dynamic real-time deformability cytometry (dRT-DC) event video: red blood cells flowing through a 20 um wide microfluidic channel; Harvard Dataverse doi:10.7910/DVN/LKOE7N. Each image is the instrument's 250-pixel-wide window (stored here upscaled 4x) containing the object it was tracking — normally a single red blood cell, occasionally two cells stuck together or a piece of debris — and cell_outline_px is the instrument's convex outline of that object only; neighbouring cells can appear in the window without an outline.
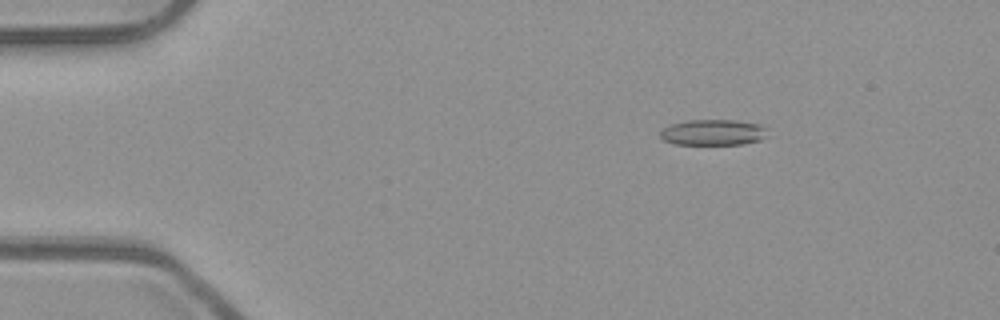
{"species": "common noctule bat (a hibernating species)", "species_latin": "Nyctalus noctula", "temperature_condition": "room temperature", "stored_images_in_passage": 53, "camera_frame_rate_fps": 3000, "um_per_image_px": 0.085, "animal": {"sex": "male", "body_mass_g": 23.1, "forearm_length_mm": 52.7}, "frame": {"image": 1, "passage_image": 9, "time_ms": 2.667, "image_size_px": [1000, 320], "cell_outline_px": [[764, 128], [760, 140], [744, 144], [676, 144], [664, 140], [660, 136], [660, 132], [664, 128], [672, 124], [688, 120], [736, 120], [760, 124]], "centroid_in_image_um": [60.56, 11.25], "position_along_channel_um": 24.4, "area_um2": 15.78}}
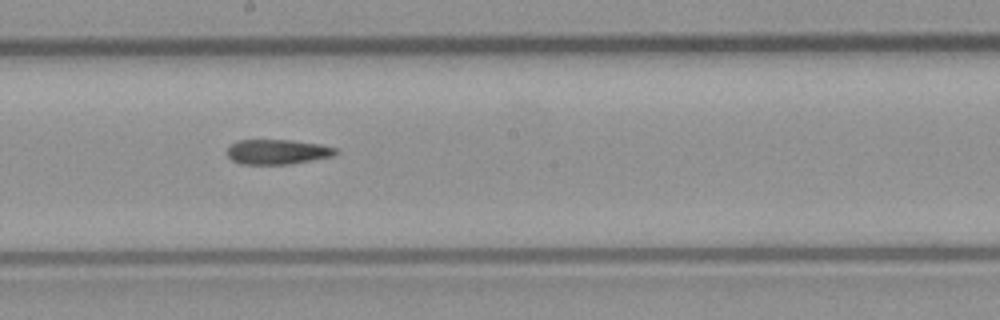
{"frame": {"image": 2, "passage_image": 30, "time_ms": 9.667, "image_size_px": [1000, 320], "cell_outline_px": [[340, 152], [332, 156], [288, 164], [240, 164], [232, 160], [228, 156], [228, 148], [232, 144], [240, 140], [292, 140], [320, 144], [336, 148]], "centroid_in_image_um": [23.6, 12.9], "position_along_channel_um": 224.6, "area_um2": 15.61}}
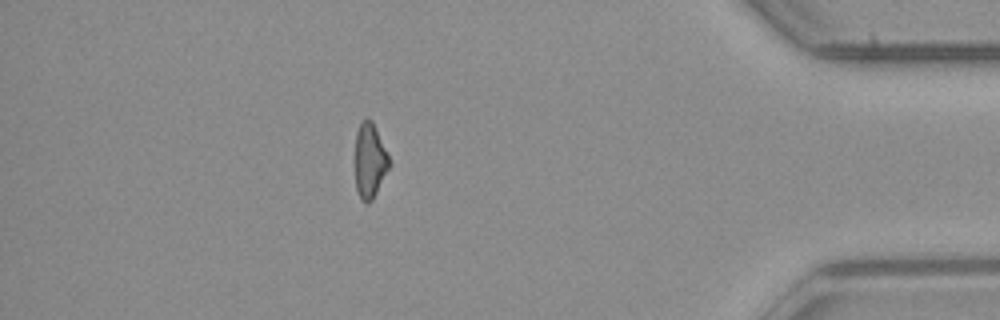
{"frame": {"image": 3, "passage_image": 47, "time_ms": 15.333, "image_size_px": [1000, 320], "cell_outline_px": [[392, 164], [372, 200], [368, 204], [364, 204], [360, 200], [356, 188], [356, 132], [364, 116], [368, 116], [372, 120]], "centroid_in_image_um": [31.44, 13.67], "position_along_channel_um": 403.8, "area_um2": 15.03}}